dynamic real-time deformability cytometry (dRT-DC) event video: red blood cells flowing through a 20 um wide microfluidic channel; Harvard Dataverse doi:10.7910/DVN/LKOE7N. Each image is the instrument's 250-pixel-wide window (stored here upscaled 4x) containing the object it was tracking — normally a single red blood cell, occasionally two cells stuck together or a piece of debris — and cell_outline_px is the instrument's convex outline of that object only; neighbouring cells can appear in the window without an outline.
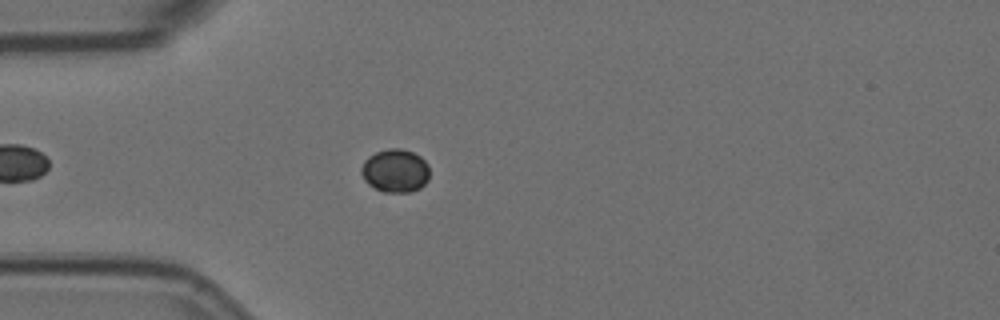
{"species": "Egyptian fruit bat (a non-hibernating species)", "species_latin": "Rousettus aegyptiacus", "temperature_condition": "room temperature", "stored_images_in_passage": 38, "camera_frame_rate_fps": 3000, "um_per_image_px": 0.085, "animal": {"sex": "female"}, "frame": {"image": 1, "passage_image": 15, "time_ms": 4.667, "image_size_px": [1000, 320], "cell_outline_px": [[428, 180], [420, 188], [412, 192], [384, 192], [368, 184], [364, 180], [360, 172], [360, 168], [364, 160], [368, 156], [376, 152], [388, 148], [400, 148], [412, 152], [420, 156], [428, 164]], "centroid_in_image_um": [33.58, 14.51], "position_along_channel_um": 51.4, "area_um2": 17.34}}
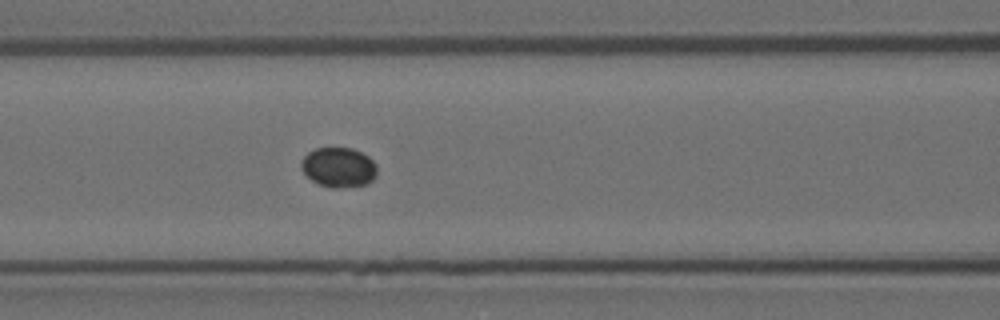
{"frame": {"image": 2, "passage_image": 23, "time_ms": 7.333, "image_size_px": [1000, 320], "cell_outline_px": [[376, 176], [368, 184], [340, 188], [332, 188], [320, 184], [312, 180], [300, 168], [300, 164], [304, 156], [308, 152], [316, 148], [352, 148], [368, 156], [376, 164]], "centroid_in_image_um": [28.79, 14.22], "position_along_channel_um": 137.8, "area_um2": 17.57}}
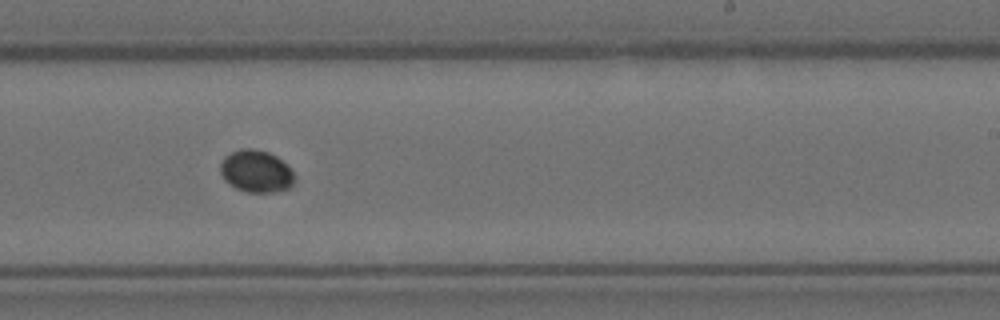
{"frame": {"image": 3, "passage_image": 34, "time_ms": 11.0, "image_size_px": [1000, 320], "cell_outline_px": [[292, 184], [288, 188], [272, 192], [248, 192], [236, 188], [224, 180], [220, 172], [220, 164], [224, 156], [240, 148], [252, 148], [268, 152], [276, 156], [292, 172]], "centroid_in_image_um": [21.7, 14.55], "position_along_channel_um": 267.3, "area_um2": 17.92}}